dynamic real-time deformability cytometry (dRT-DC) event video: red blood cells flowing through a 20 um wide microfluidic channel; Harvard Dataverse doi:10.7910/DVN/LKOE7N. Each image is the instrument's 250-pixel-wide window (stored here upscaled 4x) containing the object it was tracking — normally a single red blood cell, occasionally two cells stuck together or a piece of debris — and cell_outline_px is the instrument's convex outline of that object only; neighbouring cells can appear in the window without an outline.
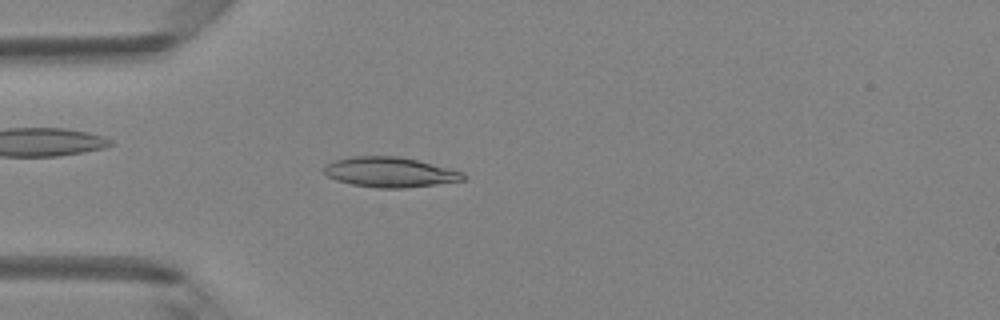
{"species": "Egyptian fruit bat (a non-hibernating species)", "species_latin": "Rousettus aegyptiacus", "temperature_condition": "room temperature", "stored_images_in_passage": 47, "camera_frame_rate_fps": 3000, "um_per_image_px": 0.085, "animal": {"sex": "female"}, "frame": {"image": 1, "passage_image": 13, "time_ms": 4.0, "image_size_px": [1000, 320], "cell_outline_px": [[468, 176], [464, 180], [436, 184], [404, 188], [376, 188], [352, 184], [336, 180], [328, 176], [324, 172], [324, 164], [336, 160], [352, 156], [400, 156], [464, 172]], "centroid_in_image_um": [33.14, 14.63], "position_along_channel_um": 51.9, "area_um2": 24.33}}
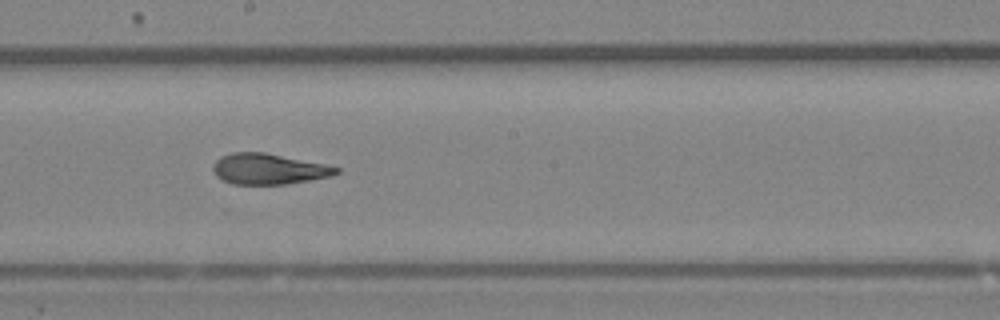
{"frame": {"image": 2, "passage_image": 26, "time_ms": 8.333, "image_size_px": [1000, 320], "cell_outline_px": [[340, 172], [332, 176], [288, 184], [232, 184], [216, 176], [212, 168], [212, 164], [220, 156], [232, 152], [264, 152], [324, 164], [340, 168]], "centroid_in_image_um": [22.82, 14.36], "position_along_channel_um": 225.4, "area_um2": 22.08}}
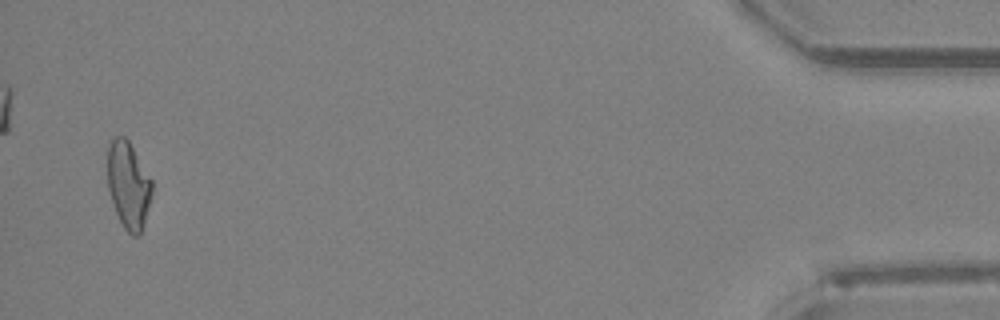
{"frame": {"image": 3, "passage_image": 46, "time_ms": 15.0, "image_size_px": [1000, 320], "cell_outline_px": [[152, 196], [144, 224], [140, 236], [132, 236], [124, 228], [116, 212], [108, 188], [108, 148], [112, 140], [116, 136], [124, 136], [128, 140], [152, 180]], "centroid_in_image_um": [10.93, 15.76], "position_along_channel_um": 424.3, "area_um2": 22.37}, "authors_computed_cell_mechanics": {"area_um2": 22.7732, "velocity_mm_per_s": 4.2315, "shape_relaxation_time_tau1_ms": 6.7749, "shape_relaxation_time_tau2_ms": 1.6661, "deformation_change_tau1": 0.2036, "deformation_change_tau2": 0.0842}}